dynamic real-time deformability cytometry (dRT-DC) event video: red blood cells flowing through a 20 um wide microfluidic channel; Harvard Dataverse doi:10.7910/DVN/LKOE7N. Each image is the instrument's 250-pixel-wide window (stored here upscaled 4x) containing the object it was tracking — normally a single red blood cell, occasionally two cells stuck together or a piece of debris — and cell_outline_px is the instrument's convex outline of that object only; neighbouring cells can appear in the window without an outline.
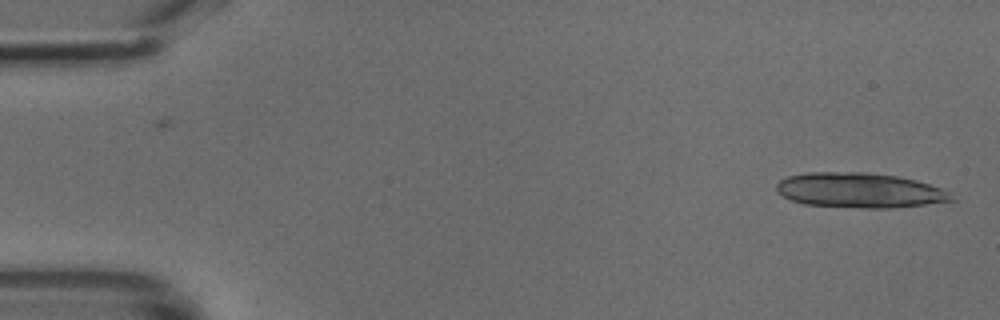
{"species": "common noctule bat (a hibernating species)", "species_latin": "Nyctalus noctula", "temperature_condition": "cold", "stored_images_in_passage": 18, "camera_frame_rate_fps": 3000, "um_per_image_px": 0.085, "animal": {"sex": "male", "body_mass_g": 18.8}, "frame": {"image": 1, "passage_image": 1, "time_ms": 0.0, "image_size_px": [1000, 320], "cell_outline_px": [[956, 200], [892, 208], [860, 208], [804, 204], [792, 200], [784, 196], [776, 188], [776, 184], [780, 180], [788, 176], [808, 172], [864, 172], [896, 176], [916, 180], [944, 188]], "centroid_in_image_um": [73.08, 16.17], "position_along_channel_um": 11.9, "area_um2": 35.55}}